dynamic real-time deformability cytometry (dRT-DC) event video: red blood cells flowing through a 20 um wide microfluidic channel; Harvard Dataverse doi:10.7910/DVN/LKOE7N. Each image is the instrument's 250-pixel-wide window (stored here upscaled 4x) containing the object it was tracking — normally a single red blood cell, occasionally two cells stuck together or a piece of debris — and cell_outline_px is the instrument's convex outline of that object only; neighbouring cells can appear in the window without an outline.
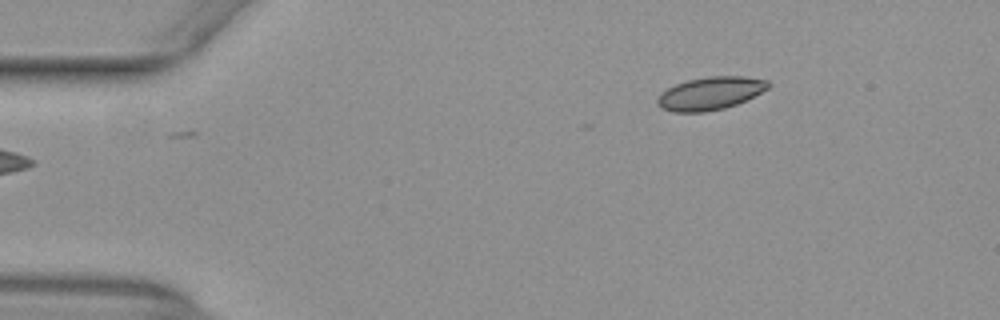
{"species": "common noctule bat (a hibernating species)", "species_latin": "Nyctalus noctula", "temperature_condition": "warm", "stored_images_in_passage": 38, "camera_frame_rate_fps": 3000, "um_per_image_px": 0.085, "animal": {"sex": "female", "body_mass_g": 29.2, "forearm_length_mm": 56.3}, "frame": {"image": 1, "passage_image": 1, "time_ms": 0.0, "image_size_px": [1000, 320], "cell_outline_px": [[772, 84], [768, 88], [736, 104], [724, 108], [704, 112], [672, 112], [660, 108], [656, 104], [656, 100], [660, 92], [676, 84], [688, 80], [708, 76], [744, 76], [768, 80]], "centroid_in_image_um": [60.33, 7.93], "position_along_channel_um": 24.7, "area_um2": 21.27}}
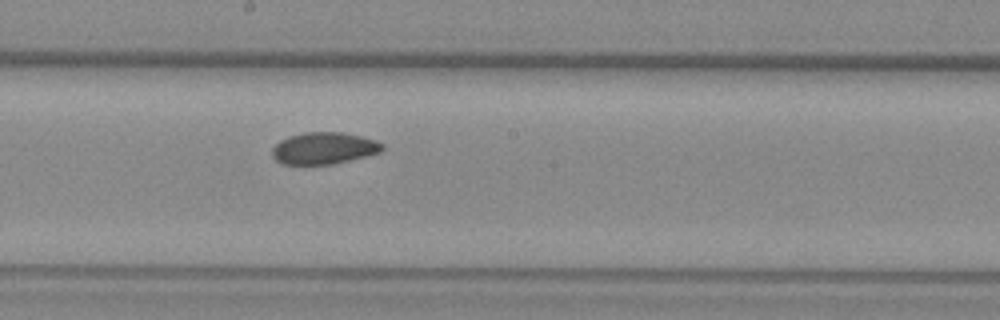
{"frame": {"image": 2, "passage_image": 22, "time_ms": 7.0, "image_size_px": [1000, 320], "cell_outline_px": [[384, 148], [380, 152], [332, 164], [284, 164], [276, 160], [272, 156], [272, 148], [280, 140], [288, 136], [304, 132], [344, 132], [376, 140], [384, 144]], "centroid_in_image_um": [27.52, 12.58], "position_along_channel_um": 220.7, "area_um2": 20.35}}
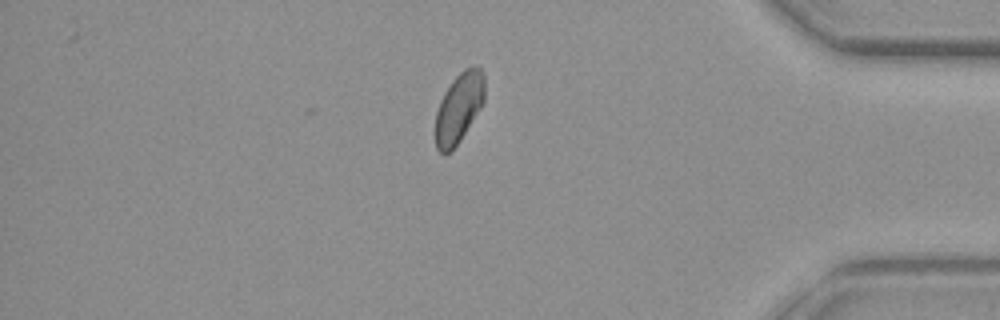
{"frame": {"image": 3, "passage_image": 38, "time_ms": 12.333, "image_size_px": [1000, 320], "cell_outline_px": [[484, 100], [480, 108], [460, 140], [448, 152], [440, 152], [436, 148], [436, 112], [440, 100], [444, 92], [452, 80], [464, 68], [476, 64], [484, 72]], "centroid_in_image_um": [39.02, 9.09], "position_along_channel_um": 396.2, "area_um2": 19.83}, "authors_computed_cell_mechanics": {"area_um2": 20.7502, "velocity_mm_per_s": 3.911, "shape_relaxation_time_tau1_ms": 3.253, "shape_relaxation_time_tau2_ms": 2.4358, "deformation_change_tau1": 0.0774, "deformation_change_tau2": 0.0564}}